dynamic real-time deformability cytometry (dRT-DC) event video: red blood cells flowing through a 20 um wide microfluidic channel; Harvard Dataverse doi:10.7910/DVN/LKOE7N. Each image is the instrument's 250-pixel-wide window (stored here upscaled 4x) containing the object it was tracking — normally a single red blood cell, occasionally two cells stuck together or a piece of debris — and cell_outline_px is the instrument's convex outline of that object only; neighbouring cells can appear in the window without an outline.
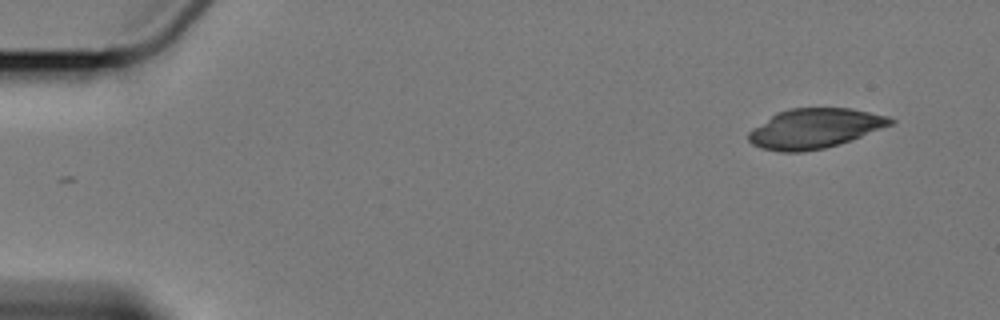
{"species": "Egyptian fruit bat (a non-hibernating species)", "species_latin": "Rousettus aegyptiacus", "temperature_condition": "cold", "stored_images_in_passage": 7, "camera_frame_rate_fps": 3000, "um_per_image_px": 0.085, "animal": {"sex": "female"}, "frame": {"image": 1, "passage_image": 1, "time_ms": 0.0, "image_size_px": [1000, 320], "cell_outline_px": [[896, 120], [892, 124], [852, 140], [824, 148], [804, 152], [780, 152], [764, 148], [752, 144], [748, 140], [748, 132], [776, 112], [792, 108], [852, 108], [888, 116]], "centroid_in_image_um": [69.26, 10.91], "position_along_channel_um": 15.7, "area_um2": 32.77}}
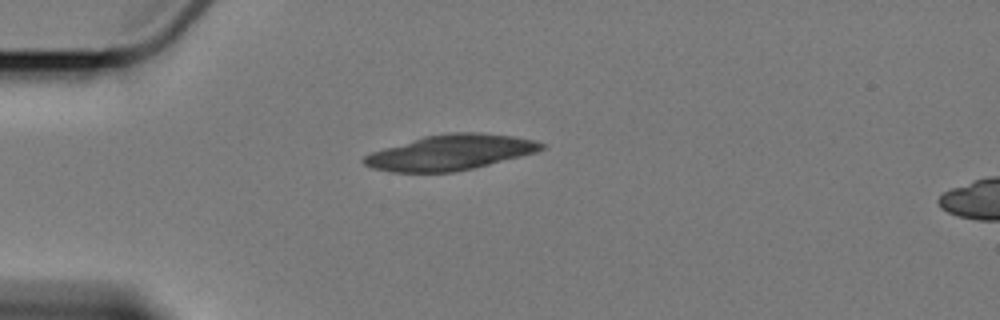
{"frame": {"image": 2, "passage_image": 4, "time_ms": 3.667, "image_size_px": [1000, 320], "cell_outline_px": [[544, 148], [536, 152], [472, 168], [452, 172], [392, 172], [372, 168], [364, 164], [360, 160], [364, 156], [372, 152], [384, 148], [424, 136], [452, 132], [480, 132], [512, 136], [536, 140], [544, 144]], "centroid_in_image_um": [38.26, 12.95], "position_along_channel_um": 46.7, "area_um2": 36.18}}